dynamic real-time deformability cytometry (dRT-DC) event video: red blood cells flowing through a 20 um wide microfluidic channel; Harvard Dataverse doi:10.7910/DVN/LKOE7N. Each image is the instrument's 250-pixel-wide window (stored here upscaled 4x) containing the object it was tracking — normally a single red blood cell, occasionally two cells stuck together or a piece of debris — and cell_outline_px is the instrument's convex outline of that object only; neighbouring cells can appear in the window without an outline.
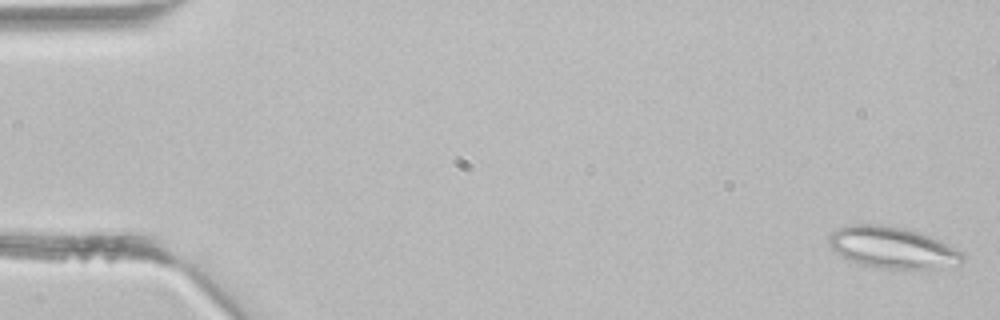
{"species": "common noctule bat (a hibernating species)", "species_latin": "Nyctalus noctula", "temperature_condition": "room temperature", "stored_images_in_passage": 43, "camera_frame_rate_fps": 3000, "um_per_image_px": 0.085, "animal": {"sex": "male", "body_mass_g": 21.5, "forearm_length_mm": 52.0}, "frame": {"image": 1, "passage_image": 1, "time_ms": 0.0, "image_size_px": [1000, 320], "cell_outline_px": [[964, 260], [960, 264], [940, 268], [884, 268], [864, 264], [848, 260], [840, 256], [828, 244], [828, 236], [836, 228], [848, 224], [884, 224], [904, 228], [920, 232], [940, 240], [964, 252]], "centroid_in_image_um": [75.86, 21.02], "position_along_channel_um": 9.1, "area_um2": 32.48}}
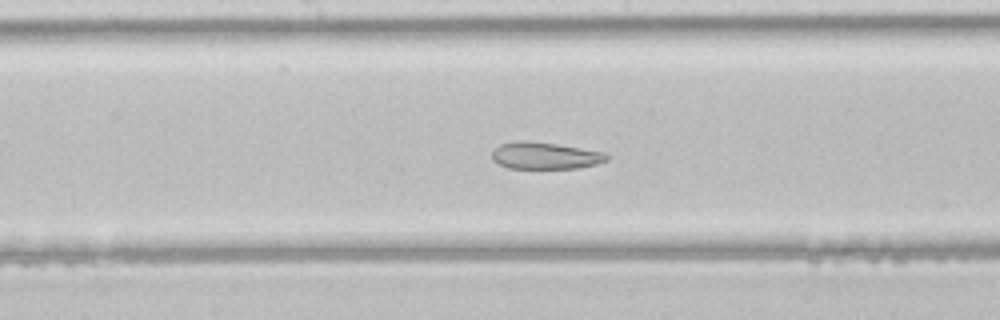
{"frame": {"image": 2, "passage_image": 22, "time_ms": 7.0, "image_size_px": [1000, 320], "cell_outline_px": [[608, 160], [596, 164], [576, 168], [508, 168], [492, 160], [492, 152], [500, 144], [520, 140], [528, 140], [556, 144], [608, 152]], "centroid_in_image_um": [46.35, 13.22], "position_along_channel_um": 201.8, "area_um2": 18.03}}
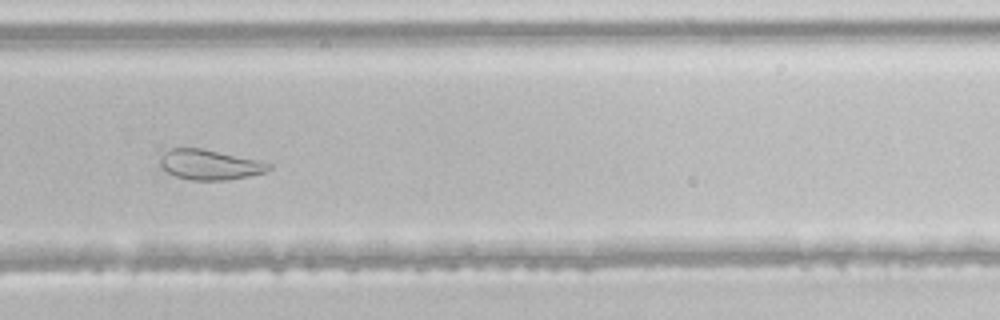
{"frame": {"image": 3, "passage_image": 29, "time_ms": 9.333, "image_size_px": [1000, 320], "cell_outline_px": [[272, 168], [264, 172], [248, 176], [228, 180], [192, 180], [176, 176], [160, 168], [160, 160], [164, 152], [172, 148], [200, 148], [260, 160], [272, 164]], "centroid_in_image_um": [17.84, 14.0], "position_along_channel_um": 312.0, "area_um2": 19.02}}